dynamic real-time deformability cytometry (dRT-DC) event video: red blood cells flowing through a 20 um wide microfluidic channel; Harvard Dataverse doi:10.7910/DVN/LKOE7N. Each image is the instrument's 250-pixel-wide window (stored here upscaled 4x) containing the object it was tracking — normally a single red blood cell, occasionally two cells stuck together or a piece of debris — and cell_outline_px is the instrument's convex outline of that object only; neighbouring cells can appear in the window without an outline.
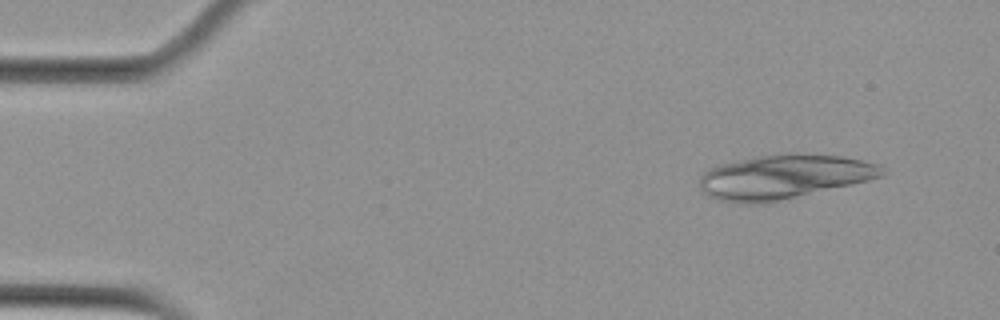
{"species": "Egyptian fruit bat (a non-hibernating species)", "species_latin": "Rousettus aegyptiacus", "temperature_condition": "cold", "stored_images_in_passage": 5, "camera_frame_rate_fps": 3000, "um_per_image_px": 0.085, "animal": {"sex": "female"}, "frame": {"image": 1, "passage_image": 2, "time_ms": 1.333, "image_size_px": [1000, 320], "cell_outline_px": [[884, 176], [852, 184], [764, 204], [744, 204], [720, 200], [708, 196], [700, 188], [700, 176], [704, 172], [720, 164], [756, 156], [844, 156], [880, 164], [884, 172]], "centroid_in_image_um": [66.61, 15.07], "position_along_channel_um": 18.4, "area_um2": 46.01}}